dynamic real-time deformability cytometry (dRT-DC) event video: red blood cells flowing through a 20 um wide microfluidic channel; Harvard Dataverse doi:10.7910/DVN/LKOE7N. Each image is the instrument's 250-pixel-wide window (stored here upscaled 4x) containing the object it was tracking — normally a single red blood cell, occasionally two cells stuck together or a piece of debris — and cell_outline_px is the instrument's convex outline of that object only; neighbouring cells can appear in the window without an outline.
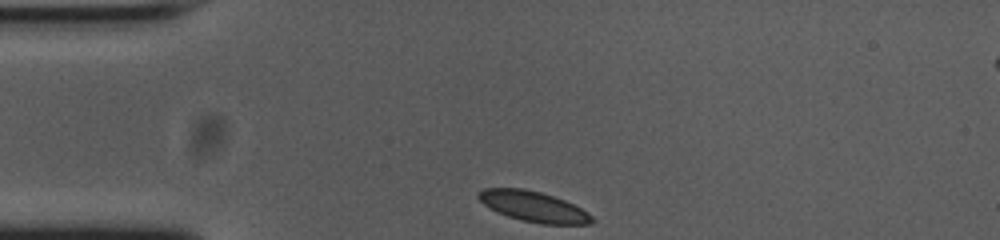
{"species": "common noctule bat (a hibernating species)", "species_latin": "Nyctalus noctula", "temperature_condition": "cold", "stored_images_in_passage": 33, "camera_frame_rate_fps": 3000, "um_per_image_px": 0.085, "animal": {"sex": "female", "body_mass_g": 23.0, "forearm_length_mm": 53.4}, "frame": {"image": 1, "passage_image": 1, "time_ms": 0.0, "image_size_px": [1000, 240], "cell_outline_px": [[596, 220], [592, 224], [540, 224], [520, 220], [496, 212], [484, 204], [476, 196], [476, 192], [484, 188], [524, 188], [540, 192], [564, 200], [588, 212]], "centroid_in_image_um": [45.33, 17.56], "position_along_channel_um": 39.7, "area_um2": 20.23}}
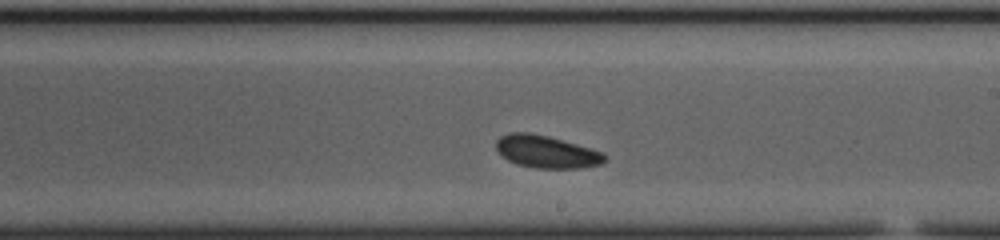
{"frame": {"image": 2, "passage_image": 20, "time_ms": 6.333, "image_size_px": [1000, 240], "cell_outline_px": [[608, 156], [600, 164], [580, 168], [536, 168], [516, 164], [508, 160], [496, 152], [496, 140], [500, 136], [508, 132], [528, 132], [548, 136], [576, 144], [600, 152]], "centroid_in_image_um": [46.37, 12.89], "position_along_channel_um": 242.6, "area_um2": 20.46}}
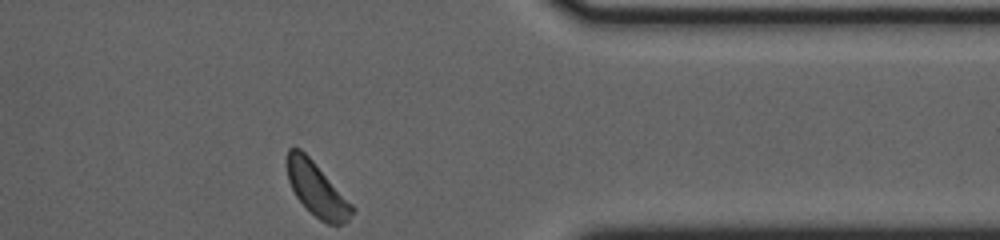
{"frame": {"image": 3, "passage_image": 33, "time_ms": 10.667, "image_size_px": [1000, 240], "cell_outline_px": [[356, 208], [348, 220], [344, 224], [328, 224], [320, 220], [296, 196], [288, 180], [284, 160], [288, 148], [300, 148], [312, 160]], "centroid_in_image_um": [26.9, 16.06], "position_along_channel_um": 384.5, "area_um2": 20.23}, "authors_computed_cell_mechanics": {"area_um2": 20.2878, "velocity_mm_per_s": 3.6487, "shape_relaxation_time_tau1_ms": 3.6706, "shape_relaxation_time_tau2_ms": null, "deformation_change_tau1": 0.0934, "deformation_change_tau2": null}}